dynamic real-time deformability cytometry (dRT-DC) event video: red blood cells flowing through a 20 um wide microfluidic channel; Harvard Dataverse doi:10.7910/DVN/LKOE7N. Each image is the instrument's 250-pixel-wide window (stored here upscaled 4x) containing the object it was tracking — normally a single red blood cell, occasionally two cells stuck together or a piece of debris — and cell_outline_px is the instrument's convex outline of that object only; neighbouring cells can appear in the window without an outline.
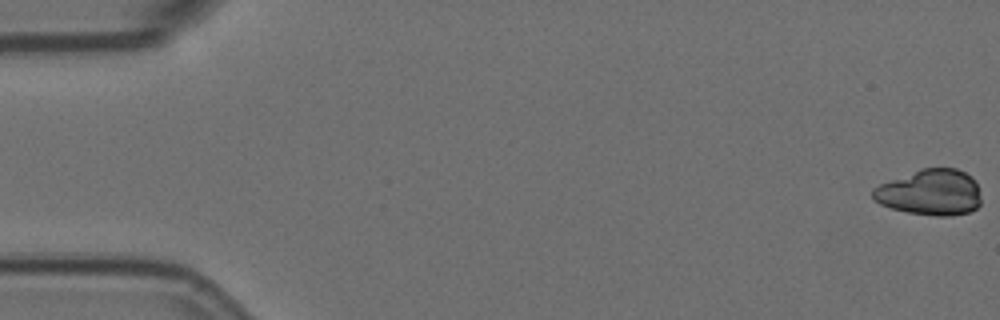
{"species": "Egyptian fruit bat (a non-hibernating species)", "species_latin": "Rousettus aegyptiacus", "temperature_condition": "room temperature", "stored_images_in_passage": 57, "camera_frame_rate_fps": 3000, "um_per_image_px": 0.085, "animal": {"sex": "female"}, "frame": {"image": 1, "passage_image": 1, "time_ms": 0.0, "image_size_px": [1000, 320], "cell_outline_px": [[980, 204], [976, 208], [968, 212], [952, 216], [936, 216], [908, 212], [892, 208], [880, 204], [872, 200], [872, 188], [880, 184], [924, 168], [956, 168], [972, 176], [976, 184], [980, 200]], "centroid_in_image_um": [79.06, 16.37], "position_along_channel_um": 5.9, "area_um2": 28.73}}
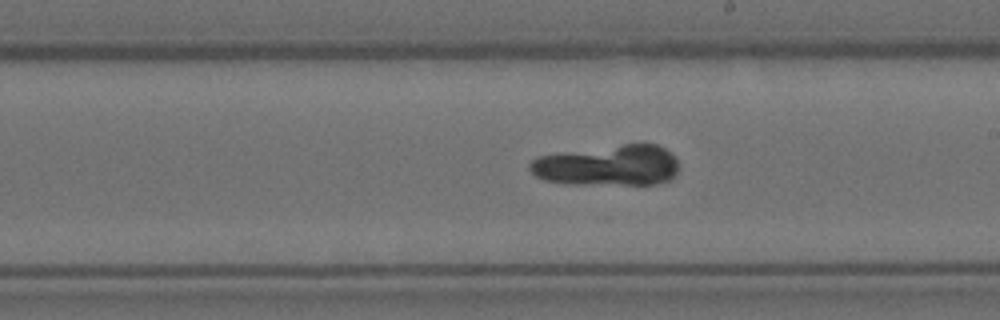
{"frame": {"image": 2, "passage_image": 33, "time_ms": 10.667, "image_size_px": [1000, 320], "cell_outline_px": [[680, 168], [672, 180], [656, 184], [572, 184], [544, 180], [536, 176], [528, 168], [528, 164], [536, 156], [564, 152], [624, 144], [656, 144], [664, 148], [676, 156]], "centroid_in_image_um": [51.72, 14.07], "position_along_channel_um": 237.3, "area_um2": 35.66}}
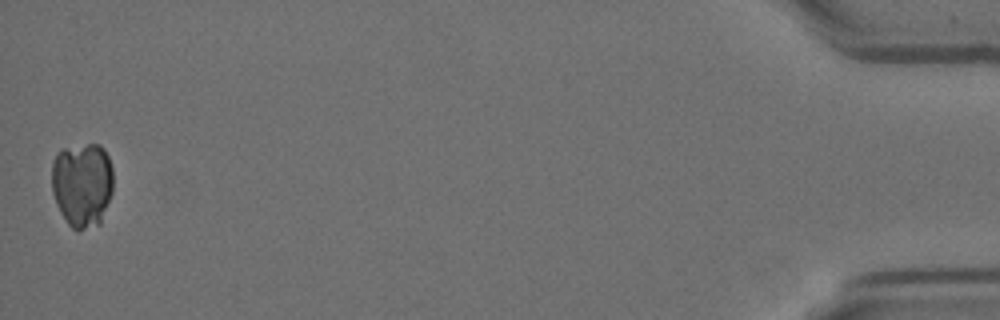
{"frame": {"image": 3, "passage_image": 57, "time_ms": 18.667, "image_size_px": [1000, 320], "cell_outline_px": [[112, 192], [100, 224], [76, 232], [68, 224], [60, 212], [56, 204], [52, 192], [52, 164], [56, 152], [60, 148], [88, 144], [100, 144], [104, 148], [108, 156], [112, 168]], "centroid_in_image_um": [6.97, 15.68], "position_along_channel_um": 428.2, "area_um2": 30.87}}